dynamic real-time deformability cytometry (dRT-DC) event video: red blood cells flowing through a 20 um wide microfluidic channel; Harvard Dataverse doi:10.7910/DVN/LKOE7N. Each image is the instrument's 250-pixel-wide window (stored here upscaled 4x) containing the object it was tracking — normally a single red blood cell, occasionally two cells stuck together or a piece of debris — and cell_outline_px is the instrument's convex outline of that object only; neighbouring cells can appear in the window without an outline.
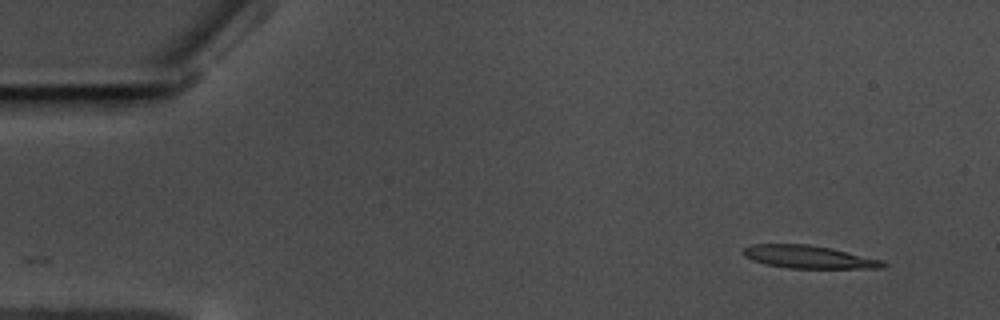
{"species": "common noctule bat (a hibernating species)", "species_latin": "Nyctalus noctula", "temperature_condition": "warm", "stored_images_in_passage": 54, "camera_frame_rate_fps": 3000, "um_per_image_px": 0.085, "animal": {"sex": "male", "body_mass_g": 17.5, "forearm_length_mm": 52.3}, "frame": {"image": 1, "passage_image": 1, "time_ms": 0.0, "image_size_px": [1000, 320], "cell_outline_px": [[888, 264], [884, 268], [788, 268], [764, 264], [752, 260], [744, 256], [740, 252], [744, 248], [752, 244], [808, 244], [832, 248], [880, 260]], "centroid_in_image_um": [68.68, 21.84], "position_along_channel_um": 16.3, "area_um2": 18.61}}
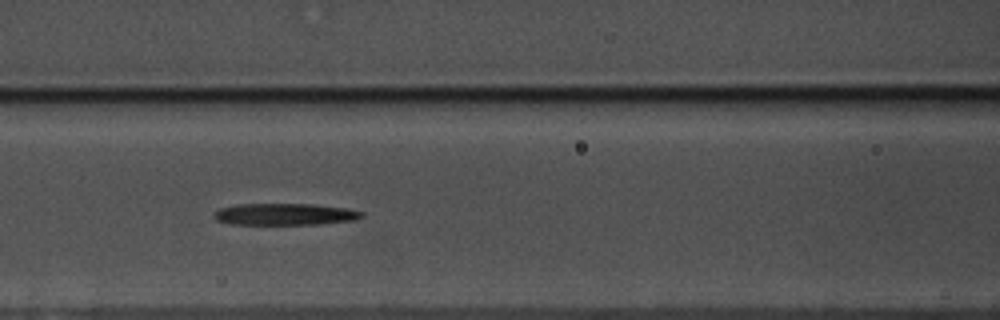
{"frame": {"image": 2, "passage_image": 21, "time_ms": 6.667, "image_size_px": [1000, 320], "cell_outline_px": [[364, 216], [356, 220], [324, 224], [232, 224], [216, 220], [212, 216], [212, 212], [220, 208], [236, 204], [312, 204], [348, 208], [364, 212]], "centroid_in_image_um": [24.23, 18.21], "position_along_channel_um": 142.4, "area_um2": 18.96}}
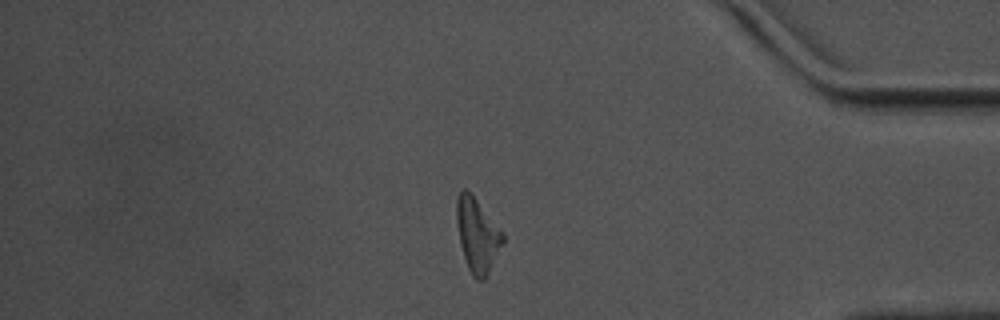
{"frame": {"image": 3, "passage_image": 45, "time_ms": 14.667, "image_size_px": [1000, 320], "cell_outline_px": [[504, 244], [484, 280], [476, 280], [472, 276], [468, 268], [460, 244], [456, 220], [456, 200], [460, 192], [464, 188], [476, 200], [504, 232]], "centroid_in_image_um": [40.59, 20.02], "position_along_channel_um": 394.6, "area_um2": 19.77}}